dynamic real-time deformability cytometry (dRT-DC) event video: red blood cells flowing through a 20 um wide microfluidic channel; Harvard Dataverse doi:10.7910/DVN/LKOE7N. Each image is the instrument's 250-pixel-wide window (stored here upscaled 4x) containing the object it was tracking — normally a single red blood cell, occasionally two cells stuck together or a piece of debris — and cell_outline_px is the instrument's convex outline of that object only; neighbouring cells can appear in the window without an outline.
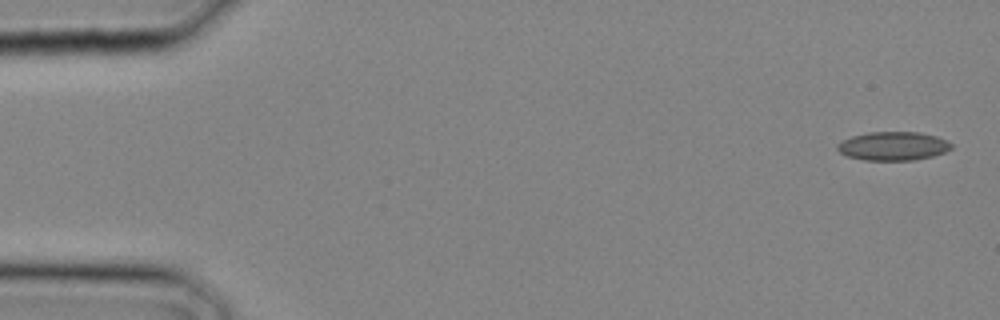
{"species": "common noctule bat (a hibernating species)", "species_latin": "Nyctalus noctula", "temperature_condition": "cold", "stored_images_in_passage": 30, "camera_frame_rate_fps": 3000, "um_per_image_px": 0.085, "animal": {"sex": "male", "body_mass_g": 20.4}, "frame": {"image": 1, "passage_image": 1, "time_ms": 0.0, "image_size_px": [1000, 320], "cell_outline_px": [[952, 148], [944, 152], [932, 156], [916, 160], [864, 160], [848, 156], [840, 152], [836, 148], [836, 144], [852, 136], [868, 132], [916, 132], [936, 136], [952, 144]], "centroid_in_image_um": [75.9, 12.42], "position_along_channel_um": 9.1, "area_um2": 18.9}}
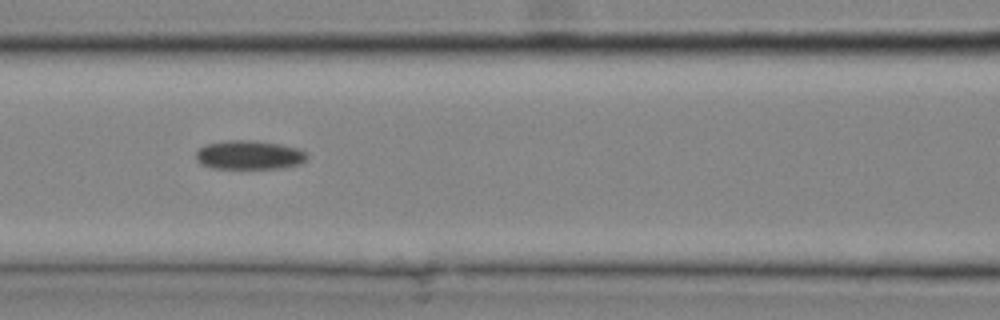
{"frame": {"image": 2, "passage_image": 13, "time_ms": 4.0, "image_size_px": [1000, 320], "cell_outline_px": [[308, 156], [300, 164], [280, 168], [212, 168], [200, 164], [196, 160], [196, 152], [204, 144], [228, 140], [252, 140], [280, 144], [296, 148], [304, 152]], "centroid_in_image_um": [21.13, 13.17], "position_along_channel_um": 145.5, "area_um2": 18.67}}
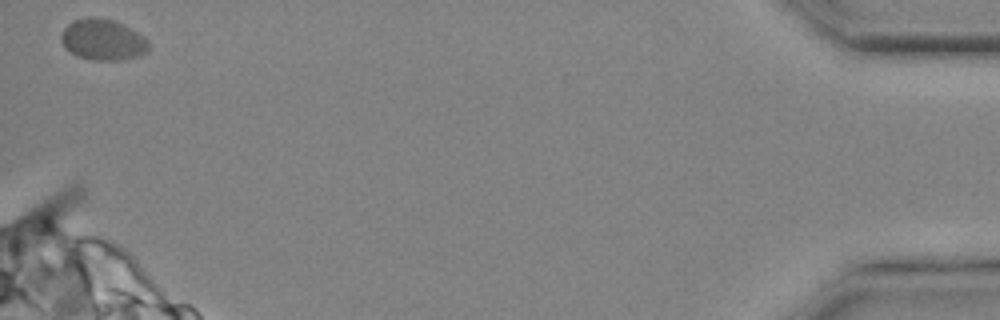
{"frame": {"image": 3, "passage_image": 29, "time_ms": 9.333, "image_size_px": [1000, 320], "cell_outline_px": [[148, 52], [136, 56], [120, 60], [92, 60], [76, 56], [64, 48], [60, 40], [60, 36], [64, 28], [68, 24], [76, 20], [88, 16], [92, 16], [112, 20], [144, 36], [148, 40]], "centroid_in_image_um": [8.7, 3.39], "position_along_channel_um": 426.5, "area_um2": 20.87}}